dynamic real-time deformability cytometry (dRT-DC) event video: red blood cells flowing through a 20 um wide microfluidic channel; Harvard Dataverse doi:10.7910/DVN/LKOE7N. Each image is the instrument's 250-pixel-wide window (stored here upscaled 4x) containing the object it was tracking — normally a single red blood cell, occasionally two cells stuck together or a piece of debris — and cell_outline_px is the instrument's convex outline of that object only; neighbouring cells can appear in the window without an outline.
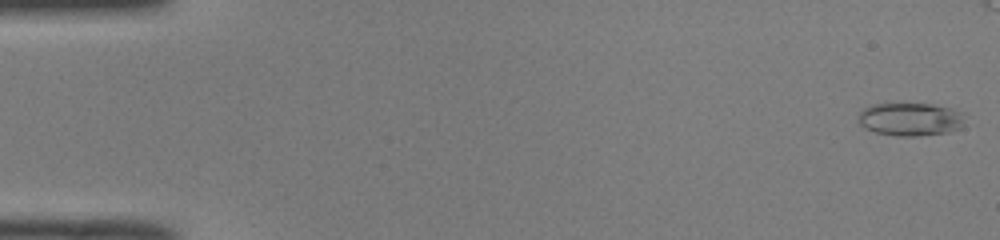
{"species": "common noctule bat (a hibernating species)", "species_latin": "Nyctalus noctula", "temperature_condition": "room temperature", "stored_images_in_passage": 45, "camera_frame_rate_fps": 3000, "um_per_image_px": 0.085, "animal": {"sex": "male", "body_mass_g": 19.0, "forearm_length_mm": 50.8}, "frame": {"image": 1, "passage_image": 1, "time_ms": 0.0, "image_size_px": [1000, 240], "cell_outline_px": [[960, 128], [948, 132], [920, 136], [896, 136], [876, 132], [864, 128], [856, 120], [860, 112], [864, 108], [872, 104], [932, 104], [952, 108], [960, 112]], "centroid_in_image_um": [77.29, 10.14], "position_along_channel_um": 7.7, "area_um2": 20.35}}
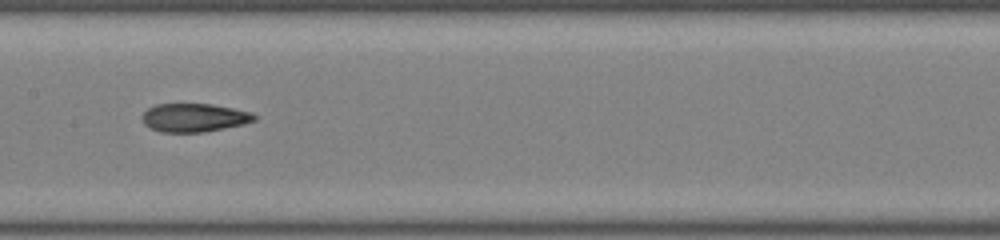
{"frame": {"image": 2, "passage_image": 26, "time_ms": 8.333, "image_size_px": [1000, 240], "cell_outline_px": [[256, 120], [244, 124], [204, 132], [160, 132], [144, 124], [144, 112], [148, 108], [156, 104], [212, 104], [252, 112], [256, 116]], "centroid_in_image_um": [16.53, 10.0], "position_along_channel_um": 190.9, "area_um2": 18.44}}
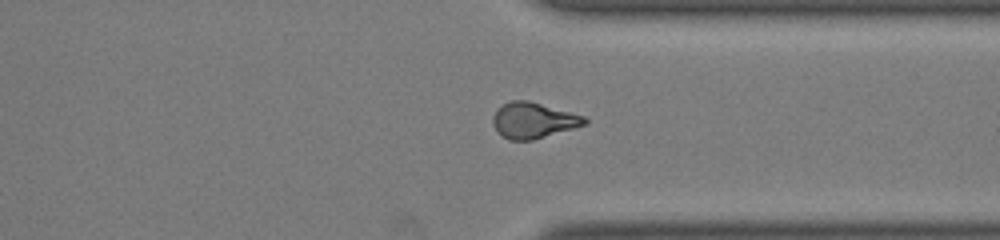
{"frame": {"image": 3, "passage_image": 39, "time_ms": 12.667, "image_size_px": [1000, 240], "cell_outline_px": [[588, 124], [532, 140], [508, 140], [496, 132], [492, 124], [492, 116], [496, 108], [512, 100], [528, 100], [584, 116], [588, 120]], "centroid_in_image_um": [45.29, 10.23], "position_along_channel_um": 366.1, "area_um2": 19.25}}